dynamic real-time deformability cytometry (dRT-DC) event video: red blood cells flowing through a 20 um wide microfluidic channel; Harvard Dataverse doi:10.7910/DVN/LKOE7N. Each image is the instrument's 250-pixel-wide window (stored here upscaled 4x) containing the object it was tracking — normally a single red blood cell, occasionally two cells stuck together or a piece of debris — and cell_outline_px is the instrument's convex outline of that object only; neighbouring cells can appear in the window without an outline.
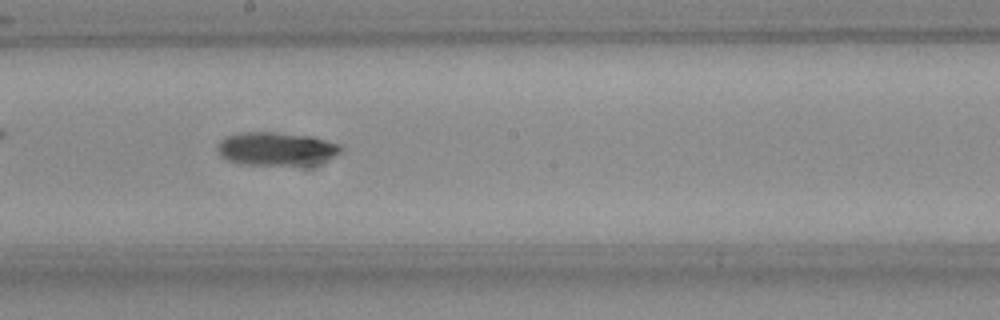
{"species": "Egyptian fruit bat (a non-hibernating species)", "species_latin": "Rousettus aegyptiacus", "temperature_condition": "room temperature", "stored_images_in_passage": 46, "camera_frame_rate_fps": 3000, "um_per_image_px": 0.085, "frame": {"image": 1, "passage_image": 27, "time_ms": 8.667, "image_size_px": [1000, 320], "cell_outline_px": [[344, 148], [336, 156], [316, 164], [240, 164], [228, 160], [220, 156], [216, 148], [220, 140], [228, 136], [240, 132], [276, 132], [308, 136], [340, 144]], "centroid_in_image_um": [23.48, 12.64], "position_along_channel_um": 224.7, "area_um2": 23.87}}
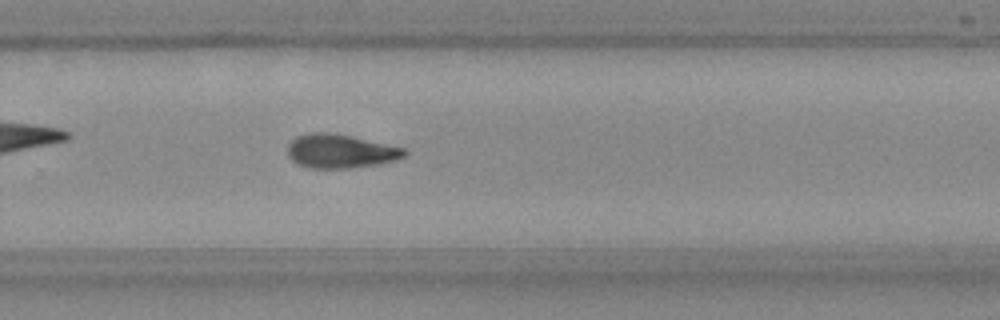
{"frame": {"image": 2, "passage_image": 33, "time_ms": 10.667, "image_size_px": [1000, 320], "cell_outline_px": [[408, 152], [404, 156], [396, 160], [380, 164], [352, 168], [308, 168], [292, 160], [288, 156], [288, 144], [296, 136], [312, 132], [328, 132], [352, 136], [404, 148]], "centroid_in_image_um": [28.93, 12.85], "position_along_channel_um": 300.9, "area_um2": 23.06}, "authors_computed_cell_mechanics": {"area_um2": 22.5131, "velocity_mm_per_s": 3.8163, "shape_relaxation_time_tau1_ms": 10.2248, "shape_relaxation_time_tau2_ms": null, "deformation_change_tau1": 0.2436, "deformation_change_tau2": null}}